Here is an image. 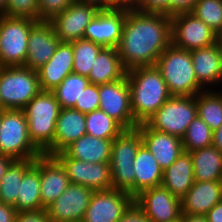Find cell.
<instances>
[{
    "mask_svg": "<svg viewBox=\"0 0 222 222\" xmlns=\"http://www.w3.org/2000/svg\"><path fill=\"white\" fill-rule=\"evenodd\" d=\"M86 133L85 114L73 108H61L56 121L53 155L63 152Z\"/></svg>",
    "mask_w": 222,
    "mask_h": 222,
    "instance_id": "24",
    "label": "cell"
},
{
    "mask_svg": "<svg viewBox=\"0 0 222 222\" xmlns=\"http://www.w3.org/2000/svg\"><path fill=\"white\" fill-rule=\"evenodd\" d=\"M205 216L208 222H222V201L212 207Z\"/></svg>",
    "mask_w": 222,
    "mask_h": 222,
    "instance_id": "46",
    "label": "cell"
},
{
    "mask_svg": "<svg viewBox=\"0 0 222 222\" xmlns=\"http://www.w3.org/2000/svg\"><path fill=\"white\" fill-rule=\"evenodd\" d=\"M180 222H208L205 215L182 214Z\"/></svg>",
    "mask_w": 222,
    "mask_h": 222,
    "instance_id": "48",
    "label": "cell"
},
{
    "mask_svg": "<svg viewBox=\"0 0 222 222\" xmlns=\"http://www.w3.org/2000/svg\"><path fill=\"white\" fill-rule=\"evenodd\" d=\"M143 144L138 128L125 129L112 142L110 170L112 188L128 192L135 198V173L133 163Z\"/></svg>",
    "mask_w": 222,
    "mask_h": 222,
    "instance_id": "5",
    "label": "cell"
},
{
    "mask_svg": "<svg viewBox=\"0 0 222 222\" xmlns=\"http://www.w3.org/2000/svg\"><path fill=\"white\" fill-rule=\"evenodd\" d=\"M190 12L218 35L222 33V0H197Z\"/></svg>",
    "mask_w": 222,
    "mask_h": 222,
    "instance_id": "38",
    "label": "cell"
},
{
    "mask_svg": "<svg viewBox=\"0 0 222 222\" xmlns=\"http://www.w3.org/2000/svg\"><path fill=\"white\" fill-rule=\"evenodd\" d=\"M86 133L96 138L115 139L125 128L104 111L95 110L85 114Z\"/></svg>",
    "mask_w": 222,
    "mask_h": 222,
    "instance_id": "33",
    "label": "cell"
},
{
    "mask_svg": "<svg viewBox=\"0 0 222 222\" xmlns=\"http://www.w3.org/2000/svg\"><path fill=\"white\" fill-rule=\"evenodd\" d=\"M213 131L198 116L189 124L184 137L181 139L183 150L191 152L212 145Z\"/></svg>",
    "mask_w": 222,
    "mask_h": 222,
    "instance_id": "37",
    "label": "cell"
},
{
    "mask_svg": "<svg viewBox=\"0 0 222 222\" xmlns=\"http://www.w3.org/2000/svg\"><path fill=\"white\" fill-rule=\"evenodd\" d=\"M155 66L172 96H195L204 91L195 76L191 51L171 43L159 56Z\"/></svg>",
    "mask_w": 222,
    "mask_h": 222,
    "instance_id": "4",
    "label": "cell"
},
{
    "mask_svg": "<svg viewBox=\"0 0 222 222\" xmlns=\"http://www.w3.org/2000/svg\"><path fill=\"white\" fill-rule=\"evenodd\" d=\"M89 83L87 77L71 73L52 92L61 108H73L75 103L79 102L82 91Z\"/></svg>",
    "mask_w": 222,
    "mask_h": 222,
    "instance_id": "34",
    "label": "cell"
},
{
    "mask_svg": "<svg viewBox=\"0 0 222 222\" xmlns=\"http://www.w3.org/2000/svg\"><path fill=\"white\" fill-rule=\"evenodd\" d=\"M195 183L192 158L189 152L181 155L163 171L162 186L182 199Z\"/></svg>",
    "mask_w": 222,
    "mask_h": 222,
    "instance_id": "25",
    "label": "cell"
},
{
    "mask_svg": "<svg viewBox=\"0 0 222 222\" xmlns=\"http://www.w3.org/2000/svg\"><path fill=\"white\" fill-rule=\"evenodd\" d=\"M63 166L70 183L86 186L93 191L112 188L109 162L89 163L69 157L64 151L53 155Z\"/></svg>",
    "mask_w": 222,
    "mask_h": 222,
    "instance_id": "11",
    "label": "cell"
},
{
    "mask_svg": "<svg viewBox=\"0 0 222 222\" xmlns=\"http://www.w3.org/2000/svg\"><path fill=\"white\" fill-rule=\"evenodd\" d=\"M197 0H133L132 8L142 12L165 13L173 15L189 12Z\"/></svg>",
    "mask_w": 222,
    "mask_h": 222,
    "instance_id": "36",
    "label": "cell"
},
{
    "mask_svg": "<svg viewBox=\"0 0 222 222\" xmlns=\"http://www.w3.org/2000/svg\"><path fill=\"white\" fill-rule=\"evenodd\" d=\"M41 91H52L73 73L72 44L60 42L49 61L37 70Z\"/></svg>",
    "mask_w": 222,
    "mask_h": 222,
    "instance_id": "21",
    "label": "cell"
},
{
    "mask_svg": "<svg viewBox=\"0 0 222 222\" xmlns=\"http://www.w3.org/2000/svg\"><path fill=\"white\" fill-rule=\"evenodd\" d=\"M60 42L50 21H37L30 30L24 66L37 71L53 56Z\"/></svg>",
    "mask_w": 222,
    "mask_h": 222,
    "instance_id": "18",
    "label": "cell"
},
{
    "mask_svg": "<svg viewBox=\"0 0 222 222\" xmlns=\"http://www.w3.org/2000/svg\"><path fill=\"white\" fill-rule=\"evenodd\" d=\"M191 58L197 81L204 90H210V87L212 90V87L222 83V66L216 43L191 50Z\"/></svg>",
    "mask_w": 222,
    "mask_h": 222,
    "instance_id": "23",
    "label": "cell"
},
{
    "mask_svg": "<svg viewBox=\"0 0 222 222\" xmlns=\"http://www.w3.org/2000/svg\"><path fill=\"white\" fill-rule=\"evenodd\" d=\"M126 18V6L99 10L87 25L83 38L102 47L117 48Z\"/></svg>",
    "mask_w": 222,
    "mask_h": 222,
    "instance_id": "16",
    "label": "cell"
},
{
    "mask_svg": "<svg viewBox=\"0 0 222 222\" xmlns=\"http://www.w3.org/2000/svg\"><path fill=\"white\" fill-rule=\"evenodd\" d=\"M98 12L99 9L94 5L73 2L50 22L60 41L70 43L83 38L87 25Z\"/></svg>",
    "mask_w": 222,
    "mask_h": 222,
    "instance_id": "17",
    "label": "cell"
},
{
    "mask_svg": "<svg viewBox=\"0 0 222 222\" xmlns=\"http://www.w3.org/2000/svg\"><path fill=\"white\" fill-rule=\"evenodd\" d=\"M15 222H51L46 209L40 211L17 212Z\"/></svg>",
    "mask_w": 222,
    "mask_h": 222,
    "instance_id": "42",
    "label": "cell"
},
{
    "mask_svg": "<svg viewBox=\"0 0 222 222\" xmlns=\"http://www.w3.org/2000/svg\"><path fill=\"white\" fill-rule=\"evenodd\" d=\"M75 2L91 4L99 10H110L118 7L113 0H75Z\"/></svg>",
    "mask_w": 222,
    "mask_h": 222,
    "instance_id": "45",
    "label": "cell"
},
{
    "mask_svg": "<svg viewBox=\"0 0 222 222\" xmlns=\"http://www.w3.org/2000/svg\"><path fill=\"white\" fill-rule=\"evenodd\" d=\"M189 153L195 181H222V152L214 145Z\"/></svg>",
    "mask_w": 222,
    "mask_h": 222,
    "instance_id": "29",
    "label": "cell"
},
{
    "mask_svg": "<svg viewBox=\"0 0 222 222\" xmlns=\"http://www.w3.org/2000/svg\"><path fill=\"white\" fill-rule=\"evenodd\" d=\"M118 6H131L133 0H113Z\"/></svg>",
    "mask_w": 222,
    "mask_h": 222,
    "instance_id": "50",
    "label": "cell"
},
{
    "mask_svg": "<svg viewBox=\"0 0 222 222\" xmlns=\"http://www.w3.org/2000/svg\"><path fill=\"white\" fill-rule=\"evenodd\" d=\"M7 0H0V15L6 13Z\"/></svg>",
    "mask_w": 222,
    "mask_h": 222,
    "instance_id": "52",
    "label": "cell"
},
{
    "mask_svg": "<svg viewBox=\"0 0 222 222\" xmlns=\"http://www.w3.org/2000/svg\"><path fill=\"white\" fill-rule=\"evenodd\" d=\"M4 15L39 21L38 0H7Z\"/></svg>",
    "mask_w": 222,
    "mask_h": 222,
    "instance_id": "39",
    "label": "cell"
},
{
    "mask_svg": "<svg viewBox=\"0 0 222 222\" xmlns=\"http://www.w3.org/2000/svg\"><path fill=\"white\" fill-rule=\"evenodd\" d=\"M134 202L150 222H176L182 216L181 199L162 185L142 191Z\"/></svg>",
    "mask_w": 222,
    "mask_h": 222,
    "instance_id": "12",
    "label": "cell"
},
{
    "mask_svg": "<svg viewBox=\"0 0 222 222\" xmlns=\"http://www.w3.org/2000/svg\"><path fill=\"white\" fill-rule=\"evenodd\" d=\"M99 110L118 121L125 129L139 125L131 110L130 88L127 77L99 85Z\"/></svg>",
    "mask_w": 222,
    "mask_h": 222,
    "instance_id": "13",
    "label": "cell"
},
{
    "mask_svg": "<svg viewBox=\"0 0 222 222\" xmlns=\"http://www.w3.org/2000/svg\"><path fill=\"white\" fill-rule=\"evenodd\" d=\"M34 159L14 160L0 182V202L15 208L24 174L33 166Z\"/></svg>",
    "mask_w": 222,
    "mask_h": 222,
    "instance_id": "31",
    "label": "cell"
},
{
    "mask_svg": "<svg viewBox=\"0 0 222 222\" xmlns=\"http://www.w3.org/2000/svg\"><path fill=\"white\" fill-rule=\"evenodd\" d=\"M93 192L86 186L70 183L67 189L46 208L51 222H81Z\"/></svg>",
    "mask_w": 222,
    "mask_h": 222,
    "instance_id": "15",
    "label": "cell"
},
{
    "mask_svg": "<svg viewBox=\"0 0 222 222\" xmlns=\"http://www.w3.org/2000/svg\"><path fill=\"white\" fill-rule=\"evenodd\" d=\"M40 91L36 70L25 66H0L1 110H22Z\"/></svg>",
    "mask_w": 222,
    "mask_h": 222,
    "instance_id": "7",
    "label": "cell"
},
{
    "mask_svg": "<svg viewBox=\"0 0 222 222\" xmlns=\"http://www.w3.org/2000/svg\"><path fill=\"white\" fill-rule=\"evenodd\" d=\"M133 203L134 198L122 190L94 191L81 222H118Z\"/></svg>",
    "mask_w": 222,
    "mask_h": 222,
    "instance_id": "14",
    "label": "cell"
},
{
    "mask_svg": "<svg viewBox=\"0 0 222 222\" xmlns=\"http://www.w3.org/2000/svg\"><path fill=\"white\" fill-rule=\"evenodd\" d=\"M118 222H150V221L143 213V211L134 202Z\"/></svg>",
    "mask_w": 222,
    "mask_h": 222,
    "instance_id": "43",
    "label": "cell"
},
{
    "mask_svg": "<svg viewBox=\"0 0 222 222\" xmlns=\"http://www.w3.org/2000/svg\"><path fill=\"white\" fill-rule=\"evenodd\" d=\"M171 43V15L142 12L126 6V18L117 51L127 71L136 67L155 66L159 56Z\"/></svg>",
    "mask_w": 222,
    "mask_h": 222,
    "instance_id": "1",
    "label": "cell"
},
{
    "mask_svg": "<svg viewBox=\"0 0 222 222\" xmlns=\"http://www.w3.org/2000/svg\"><path fill=\"white\" fill-rule=\"evenodd\" d=\"M197 116L195 96H171L145 124L182 139L189 124Z\"/></svg>",
    "mask_w": 222,
    "mask_h": 222,
    "instance_id": "8",
    "label": "cell"
},
{
    "mask_svg": "<svg viewBox=\"0 0 222 222\" xmlns=\"http://www.w3.org/2000/svg\"><path fill=\"white\" fill-rule=\"evenodd\" d=\"M73 49V73L88 77L101 45L84 38L70 42Z\"/></svg>",
    "mask_w": 222,
    "mask_h": 222,
    "instance_id": "35",
    "label": "cell"
},
{
    "mask_svg": "<svg viewBox=\"0 0 222 222\" xmlns=\"http://www.w3.org/2000/svg\"><path fill=\"white\" fill-rule=\"evenodd\" d=\"M14 160L5 156V155H2L0 154V182H1V179L3 177V175L5 174L8 166L13 162Z\"/></svg>",
    "mask_w": 222,
    "mask_h": 222,
    "instance_id": "49",
    "label": "cell"
},
{
    "mask_svg": "<svg viewBox=\"0 0 222 222\" xmlns=\"http://www.w3.org/2000/svg\"><path fill=\"white\" fill-rule=\"evenodd\" d=\"M127 70L122 64L117 48L103 47L94 60L89 82L95 85L110 83L124 78Z\"/></svg>",
    "mask_w": 222,
    "mask_h": 222,
    "instance_id": "26",
    "label": "cell"
},
{
    "mask_svg": "<svg viewBox=\"0 0 222 222\" xmlns=\"http://www.w3.org/2000/svg\"><path fill=\"white\" fill-rule=\"evenodd\" d=\"M75 0H38L39 21H50L55 15L68 8Z\"/></svg>",
    "mask_w": 222,
    "mask_h": 222,
    "instance_id": "41",
    "label": "cell"
},
{
    "mask_svg": "<svg viewBox=\"0 0 222 222\" xmlns=\"http://www.w3.org/2000/svg\"><path fill=\"white\" fill-rule=\"evenodd\" d=\"M212 145L222 152V125L217 130L213 131Z\"/></svg>",
    "mask_w": 222,
    "mask_h": 222,
    "instance_id": "47",
    "label": "cell"
},
{
    "mask_svg": "<svg viewBox=\"0 0 222 222\" xmlns=\"http://www.w3.org/2000/svg\"><path fill=\"white\" fill-rule=\"evenodd\" d=\"M143 144L152 153L163 171L168 168L184 151L180 138L149 128L145 123L137 126Z\"/></svg>",
    "mask_w": 222,
    "mask_h": 222,
    "instance_id": "19",
    "label": "cell"
},
{
    "mask_svg": "<svg viewBox=\"0 0 222 222\" xmlns=\"http://www.w3.org/2000/svg\"><path fill=\"white\" fill-rule=\"evenodd\" d=\"M135 173V197L142 191L160 186L163 180V169L149 151L142 144L133 163Z\"/></svg>",
    "mask_w": 222,
    "mask_h": 222,
    "instance_id": "27",
    "label": "cell"
},
{
    "mask_svg": "<svg viewBox=\"0 0 222 222\" xmlns=\"http://www.w3.org/2000/svg\"><path fill=\"white\" fill-rule=\"evenodd\" d=\"M99 103V85L89 83L82 91L79 102L75 103L73 109L86 114L98 110Z\"/></svg>",
    "mask_w": 222,
    "mask_h": 222,
    "instance_id": "40",
    "label": "cell"
},
{
    "mask_svg": "<svg viewBox=\"0 0 222 222\" xmlns=\"http://www.w3.org/2000/svg\"><path fill=\"white\" fill-rule=\"evenodd\" d=\"M15 209L18 212L40 211L45 208L41 203L40 156L34 159L33 166L24 174L18 193Z\"/></svg>",
    "mask_w": 222,
    "mask_h": 222,
    "instance_id": "30",
    "label": "cell"
},
{
    "mask_svg": "<svg viewBox=\"0 0 222 222\" xmlns=\"http://www.w3.org/2000/svg\"><path fill=\"white\" fill-rule=\"evenodd\" d=\"M114 139H101L85 134L69 145L64 152L71 158L89 163L110 162Z\"/></svg>",
    "mask_w": 222,
    "mask_h": 222,
    "instance_id": "28",
    "label": "cell"
},
{
    "mask_svg": "<svg viewBox=\"0 0 222 222\" xmlns=\"http://www.w3.org/2000/svg\"><path fill=\"white\" fill-rule=\"evenodd\" d=\"M32 143L53 156L56 121L61 107L52 91H40L23 109Z\"/></svg>",
    "mask_w": 222,
    "mask_h": 222,
    "instance_id": "3",
    "label": "cell"
},
{
    "mask_svg": "<svg viewBox=\"0 0 222 222\" xmlns=\"http://www.w3.org/2000/svg\"><path fill=\"white\" fill-rule=\"evenodd\" d=\"M215 91V92H214ZM197 116L201 118L212 131L222 125V89L216 91L204 90L196 95Z\"/></svg>",
    "mask_w": 222,
    "mask_h": 222,
    "instance_id": "32",
    "label": "cell"
},
{
    "mask_svg": "<svg viewBox=\"0 0 222 222\" xmlns=\"http://www.w3.org/2000/svg\"><path fill=\"white\" fill-rule=\"evenodd\" d=\"M70 184L69 177L61 163L52 155H40L41 203L46 209Z\"/></svg>",
    "mask_w": 222,
    "mask_h": 222,
    "instance_id": "20",
    "label": "cell"
},
{
    "mask_svg": "<svg viewBox=\"0 0 222 222\" xmlns=\"http://www.w3.org/2000/svg\"><path fill=\"white\" fill-rule=\"evenodd\" d=\"M0 154L13 160L36 159L43 154L30 139L23 110H0Z\"/></svg>",
    "mask_w": 222,
    "mask_h": 222,
    "instance_id": "6",
    "label": "cell"
},
{
    "mask_svg": "<svg viewBox=\"0 0 222 222\" xmlns=\"http://www.w3.org/2000/svg\"><path fill=\"white\" fill-rule=\"evenodd\" d=\"M216 44L220 53V60H221V66H222V36L218 35Z\"/></svg>",
    "mask_w": 222,
    "mask_h": 222,
    "instance_id": "51",
    "label": "cell"
},
{
    "mask_svg": "<svg viewBox=\"0 0 222 222\" xmlns=\"http://www.w3.org/2000/svg\"><path fill=\"white\" fill-rule=\"evenodd\" d=\"M126 77L134 120L145 123L172 95L156 66L130 69Z\"/></svg>",
    "mask_w": 222,
    "mask_h": 222,
    "instance_id": "2",
    "label": "cell"
},
{
    "mask_svg": "<svg viewBox=\"0 0 222 222\" xmlns=\"http://www.w3.org/2000/svg\"><path fill=\"white\" fill-rule=\"evenodd\" d=\"M36 20L0 15V66H24L28 39Z\"/></svg>",
    "mask_w": 222,
    "mask_h": 222,
    "instance_id": "9",
    "label": "cell"
},
{
    "mask_svg": "<svg viewBox=\"0 0 222 222\" xmlns=\"http://www.w3.org/2000/svg\"><path fill=\"white\" fill-rule=\"evenodd\" d=\"M222 201V181H195L181 199L182 214L206 215Z\"/></svg>",
    "mask_w": 222,
    "mask_h": 222,
    "instance_id": "22",
    "label": "cell"
},
{
    "mask_svg": "<svg viewBox=\"0 0 222 222\" xmlns=\"http://www.w3.org/2000/svg\"><path fill=\"white\" fill-rule=\"evenodd\" d=\"M218 34L193 13L171 15L172 44L184 50L205 48L216 43Z\"/></svg>",
    "mask_w": 222,
    "mask_h": 222,
    "instance_id": "10",
    "label": "cell"
},
{
    "mask_svg": "<svg viewBox=\"0 0 222 222\" xmlns=\"http://www.w3.org/2000/svg\"><path fill=\"white\" fill-rule=\"evenodd\" d=\"M17 212L13 206L0 202V222H15Z\"/></svg>",
    "mask_w": 222,
    "mask_h": 222,
    "instance_id": "44",
    "label": "cell"
}]
</instances>
